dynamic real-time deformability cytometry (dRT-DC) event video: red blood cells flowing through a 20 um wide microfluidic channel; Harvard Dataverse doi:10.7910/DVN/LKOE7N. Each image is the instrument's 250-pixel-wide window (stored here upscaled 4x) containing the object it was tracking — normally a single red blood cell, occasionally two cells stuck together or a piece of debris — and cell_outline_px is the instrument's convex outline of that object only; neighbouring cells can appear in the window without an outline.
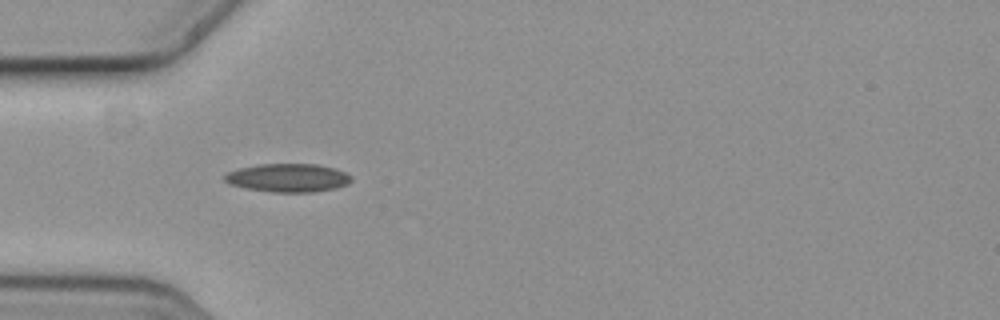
{"species": "common noctule bat (a hibernating species)", "species_latin": "Nyctalus noctula", "temperature_condition": "cold", "stored_images_in_passage": 7, "camera_frame_rate_fps": 3000, "um_per_image_px": 0.085, "animal": {"sex": "female", "body_mass_g": 19.3, "forearm_length_mm": 54.1}, "frame": {"image": 1, "passage_image": 5, "time_ms": 1.333, "image_size_px": [1000, 320], "cell_outline_px": [[352, 180], [348, 184], [336, 188], [312, 192], [272, 192], [244, 188], [232, 184], [224, 180], [224, 176], [228, 172], [240, 168], [260, 164], [316, 164], [332, 168], [344, 172], [352, 176]], "centroid_in_image_um": [24.49, 15.12], "position_along_channel_um": 60.5, "area_um2": 20.81}}
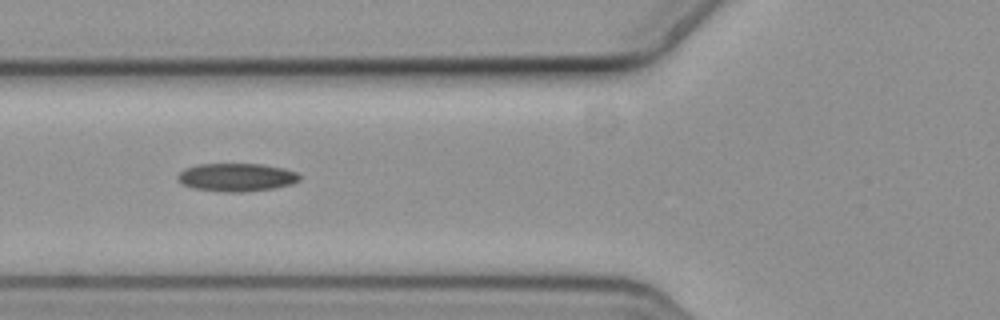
{"frame": {"image": 2, "passage_image": 6, "time_ms": 1.667, "image_size_px": [1000, 320], "cell_outline_px": [[300, 180], [292, 184], [272, 188], [244, 192], [224, 192], [192, 188], [184, 184], [176, 176], [184, 168], [196, 164], [264, 164], [284, 168], [296, 172], [300, 176]], "centroid_in_image_um": [20.11, 15.06], "position_along_channel_um": 105.7, "area_um2": 20.0}}
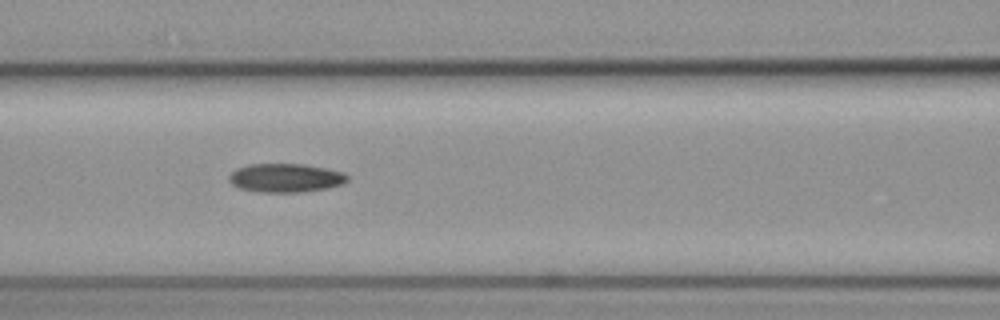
{"frame": {"image": 3, "passage_image": 7, "time_ms": 2.0, "image_size_px": [1000, 320], "cell_outline_px": [[348, 180], [344, 184], [328, 188], [300, 192], [260, 192], [240, 188], [232, 184], [228, 180], [228, 176], [236, 168], [248, 164], [304, 164], [328, 168], [344, 172], [348, 176]], "centroid_in_image_um": [24.3, 15.11], "position_along_channel_um": 142.3, "area_um2": 20.0}}